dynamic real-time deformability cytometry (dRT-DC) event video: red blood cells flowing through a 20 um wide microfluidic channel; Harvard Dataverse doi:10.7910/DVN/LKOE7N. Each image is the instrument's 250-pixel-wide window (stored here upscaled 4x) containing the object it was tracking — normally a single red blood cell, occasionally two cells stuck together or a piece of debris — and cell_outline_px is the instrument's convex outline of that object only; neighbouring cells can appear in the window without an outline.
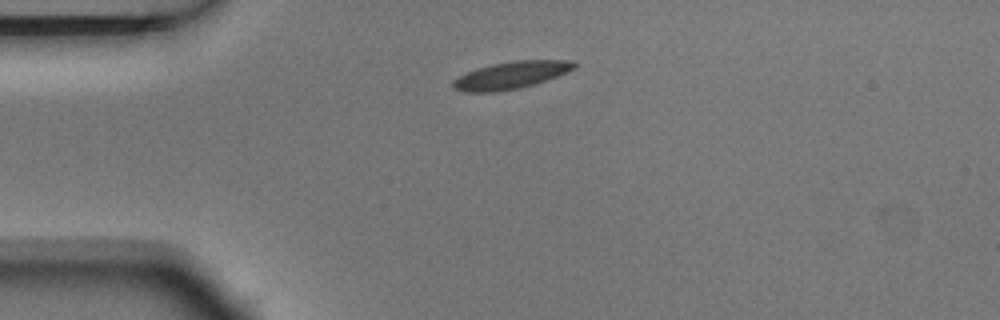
{"species": "Egyptian fruit bat (a non-hibernating species)", "species_latin": "Rousettus aegyptiacus", "temperature_condition": "room temperature", "stored_images_in_passage": 2, "camera_frame_rate_fps": 3000, "um_per_image_px": 0.085, "animal": {"sex": "male"}, "frame": {"image": 1, "passage_image": 1, "time_ms": 0.0, "image_size_px": [1000, 320], "cell_outline_px": [[576, 68], [536, 84], [520, 88], [496, 92], [464, 92], [452, 88], [452, 80], [476, 68], [492, 64], [512, 60], [572, 60], [576, 64]], "centroid_in_image_um": [43.42, 6.39], "position_along_channel_um": 41.6, "area_um2": 19.36}}